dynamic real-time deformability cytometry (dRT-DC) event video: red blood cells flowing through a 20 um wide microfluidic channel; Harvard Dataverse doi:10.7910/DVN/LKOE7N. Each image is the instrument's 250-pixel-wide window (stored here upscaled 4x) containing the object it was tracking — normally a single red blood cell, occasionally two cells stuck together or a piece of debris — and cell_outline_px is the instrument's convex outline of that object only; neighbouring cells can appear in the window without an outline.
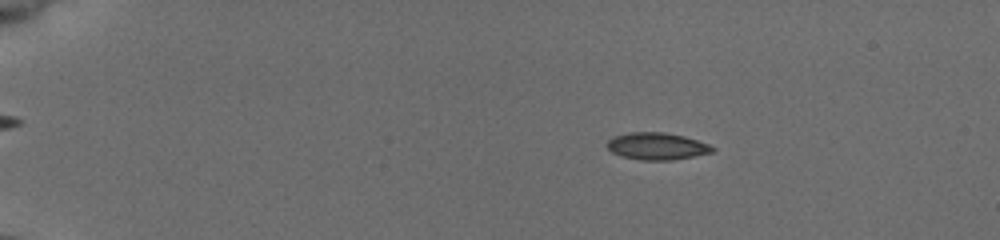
{"species": "common noctule bat (a hibernating species)", "species_latin": "Nyctalus noctula", "temperature_condition": "cold", "stored_images_in_passage": 55, "camera_frame_rate_fps": 3000, "um_per_image_px": 0.085, "animal": {"sex": "female", "body_mass_g": 19.5, "forearm_length_mm": 54.1}, "frame": {"image": 1, "passage_image": 11, "time_ms": 3.333, "image_size_px": [1000, 240], "cell_outline_px": [[716, 148], [712, 152], [672, 160], [640, 160], [620, 156], [612, 152], [608, 148], [608, 140], [612, 136], [628, 132], [664, 132], [684, 136], [708, 144]], "centroid_in_image_um": [55.8, 12.42], "position_along_channel_um": 29.2, "area_um2": 16.59}}
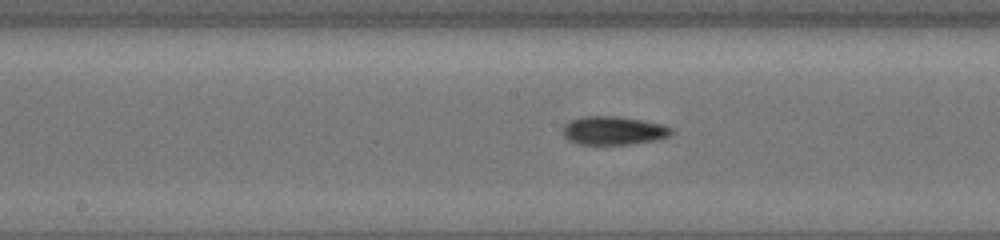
{"frame": {"image": 2, "passage_image": 31, "time_ms": 10.0, "image_size_px": [1000, 240], "cell_outline_px": [[672, 132], [668, 136], [660, 140], [636, 144], [576, 144], [568, 140], [564, 136], [564, 128], [572, 120], [584, 116], [612, 116], [640, 120], [660, 124], [672, 128]], "centroid_in_image_um": [52.18, 11.12], "position_along_channel_um": 196.0, "area_um2": 17.8}}
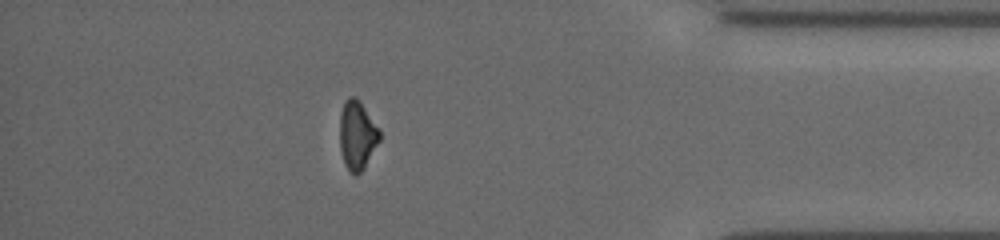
{"frame": {"image": 3, "passage_image": 49, "time_ms": 16.0, "image_size_px": [1000, 240], "cell_outline_px": [[380, 140], [364, 168], [356, 176], [344, 164], [340, 148], [340, 116], [344, 104], [348, 96], [352, 96], [360, 104], [380, 128]], "centroid_in_image_um": [30.36, 11.53], "position_along_channel_um": 404.8, "area_um2": 15.61}, "authors_computed_cell_mechanics": {"area_um2": 16.4152, "velocity_mm_per_s": 3.9434, "shape_relaxation_time_tau1_ms": 6.2193, "shape_relaxation_time_tau2_ms": 4.3023, "deformation_change_tau1": 0.1462, "deformation_change_tau2": 0.1022}}